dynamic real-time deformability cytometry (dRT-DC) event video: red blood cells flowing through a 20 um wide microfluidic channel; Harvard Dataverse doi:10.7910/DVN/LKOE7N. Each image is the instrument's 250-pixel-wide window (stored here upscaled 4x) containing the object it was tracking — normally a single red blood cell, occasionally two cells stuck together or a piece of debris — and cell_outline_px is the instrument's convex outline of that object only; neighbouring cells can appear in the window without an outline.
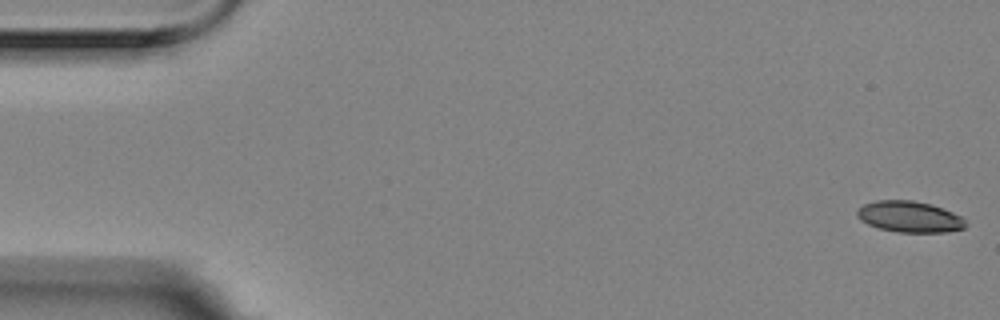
{"species": "Egyptian fruit bat (a non-hibernating species)", "species_latin": "Rousettus aegyptiacus", "temperature_condition": "room temperature", "stored_images_in_passage": 6, "camera_frame_rate_fps": 3000, "um_per_image_px": 0.085, "animal": {"sex": "female"}, "frame": {"image": 1, "passage_image": 1, "time_ms": 0.0, "image_size_px": [1000, 320], "cell_outline_px": [[964, 228], [944, 232], [896, 232], [880, 228], [868, 224], [860, 220], [856, 216], [856, 212], [864, 204], [876, 200], [912, 200], [932, 204], [952, 212], [960, 216], [964, 220]], "centroid_in_image_um": [77.27, 18.41], "position_along_channel_um": 7.7, "area_um2": 19.54}}
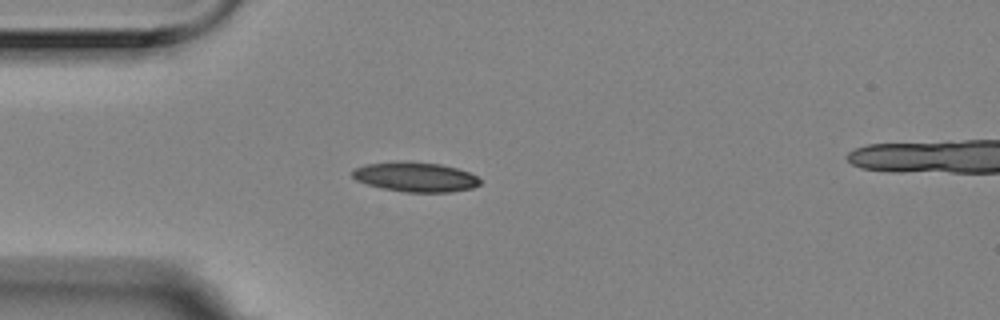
{"frame": {"image": 2, "passage_image": 5, "time_ms": 1.333, "image_size_px": [1000, 320], "cell_outline_px": [[480, 184], [472, 188], [452, 192], [404, 192], [380, 188], [356, 180], [352, 176], [352, 168], [364, 164], [440, 164], [456, 168], [468, 172], [476, 176], [480, 180]], "centroid_in_image_um": [35.32, 15.09], "position_along_channel_um": 49.7, "area_um2": 21.21}}